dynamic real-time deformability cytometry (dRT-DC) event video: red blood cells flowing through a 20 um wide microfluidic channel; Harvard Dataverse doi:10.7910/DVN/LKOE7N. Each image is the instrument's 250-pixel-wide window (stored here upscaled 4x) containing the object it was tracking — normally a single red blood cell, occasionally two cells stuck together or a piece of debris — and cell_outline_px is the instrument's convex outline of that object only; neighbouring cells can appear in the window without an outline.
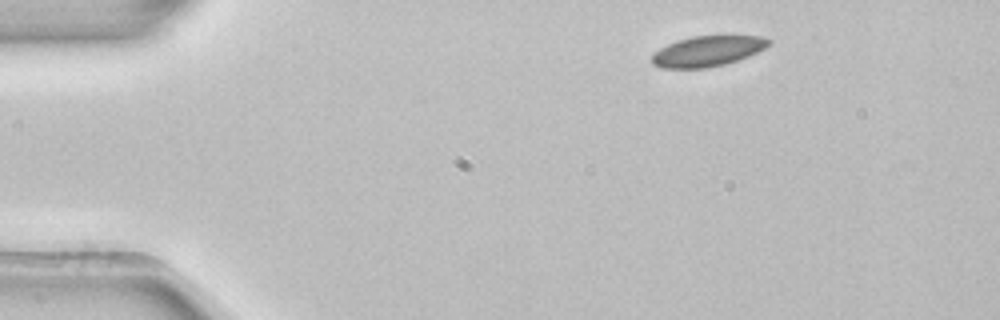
{"species": "common noctule bat (a hibernating species)", "species_latin": "Nyctalus noctula", "temperature_condition": "room temperature", "stored_images_in_passage": 3, "camera_frame_rate_fps": 3000, "um_per_image_px": 0.085, "animal": {"sex": "female", "body_mass_g": 22.7, "forearm_length_mm": 54.2}, "frame": {"image": 1, "passage_image": 1, "time_ms": 0.0, "image_size_px": [1000, 320], "cell_outline_px": [[772, 40], [764, 48], [748, 56], [724, 64], [708, 68], [660, 68], [652, 64], [652, 56], [660, 48], [676, 40], [692, 36], [764, 36]], "centroid_in_image_um": [60.12, 4.35], "position_along_channel_um": 24.9, "area_um2": 20.58}}